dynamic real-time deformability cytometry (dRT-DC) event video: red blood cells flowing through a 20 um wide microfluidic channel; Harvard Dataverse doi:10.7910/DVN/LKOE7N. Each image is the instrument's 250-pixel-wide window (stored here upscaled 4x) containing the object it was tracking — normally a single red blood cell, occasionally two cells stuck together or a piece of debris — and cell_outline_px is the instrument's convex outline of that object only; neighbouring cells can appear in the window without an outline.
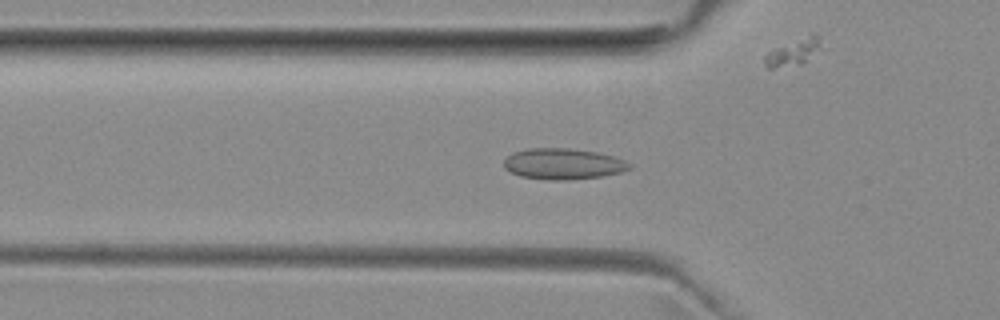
{"species": "common noctule bat (a hibernating species)", "species_latin": "Nyctalus noctula", "temperature_condition": "room temperature", "stored_images_in_passage": 52, "camera_frame_rate_fps": 3000, "um_per_image_px": 0.085, "animal": {"sex": "female", "body_mass_g": 29.2, "forearm_length_mm": 56.3}, "frame": {"image": 1, "passage_image": 17, "time_ms": 5.333, "image_size_px": [1000, 320], "cell_outline_px": [[632, 168], [620, 172], [600, 176], [568, 180], [548, 180], [520, 176], [504, 168], [504, 160], [512, 152], [528, 148], [568, 148], [596, 152], [612, 156], [624, 160], [632, 164]], "centroid_in_image_um": [47.85, 13.93], "position_along_channel_um": 78.0, "area_um2": 22.6}}
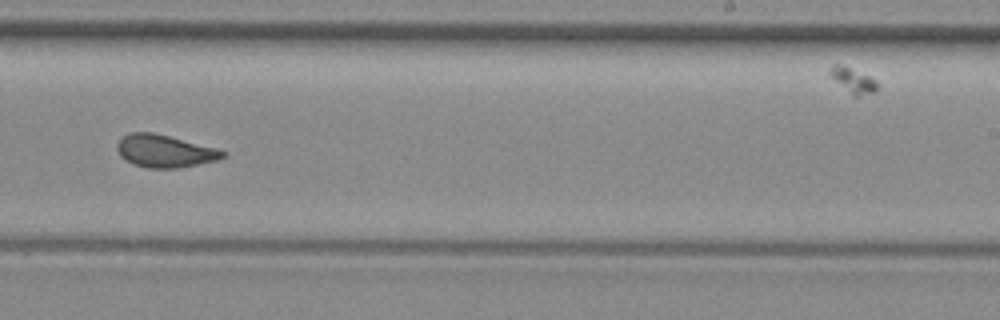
{"frame": {"image": 2, "passage_image": 32, "time_ms": 10.333, "image_size_px": [1000, 320], "cell_outline_px": [[228, 156], [216, 160], [176, 168], [148, 168], [132, 164], [120, 156], [116, 148], [116, 144], [128, 132], [156, 132], [220, 148], [228, 152]], "centroid_in_image_um": [14.04, 12.82], "position_along_channel_um": 275.0, "area_um2": 20.46}}
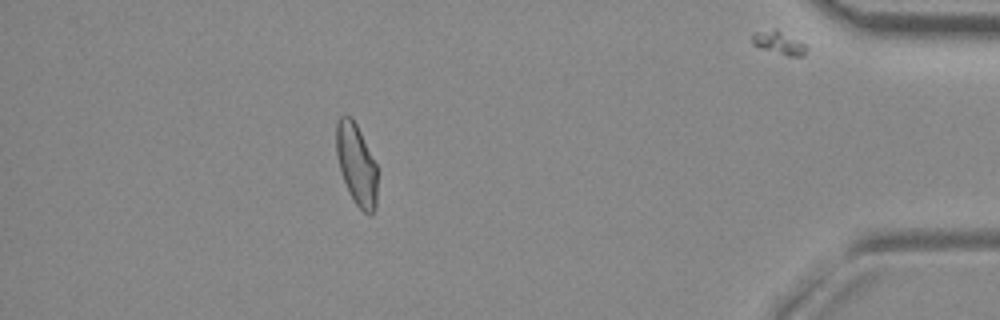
{"frame": {"image": 3, "passage_image": 46, "time_ms": 15.0, "image_size_px": [1000, 320], "cell_outline_px": [[376, 204], [372, 216], [368, 216], [356, 204], [340, 172], [336, 156], [336, 120], [340, 116], [352, 116], [376, 164]], "centroid_in_image_um": [30.28, 13.96], "position_along_channel_um": 404.9, "area_um2": 19.25}, "authors_computed_cell_mechanics": {"area_um2": 20.519, "velocity_mm_per_s": 3.937, "shape_relaxation_time_tau1_ms": null, "shape_relaxation_time_tau2_ms": 1.3963, "deformation_change_tau1": null, "deformation_change_tau2": 0.0591}}